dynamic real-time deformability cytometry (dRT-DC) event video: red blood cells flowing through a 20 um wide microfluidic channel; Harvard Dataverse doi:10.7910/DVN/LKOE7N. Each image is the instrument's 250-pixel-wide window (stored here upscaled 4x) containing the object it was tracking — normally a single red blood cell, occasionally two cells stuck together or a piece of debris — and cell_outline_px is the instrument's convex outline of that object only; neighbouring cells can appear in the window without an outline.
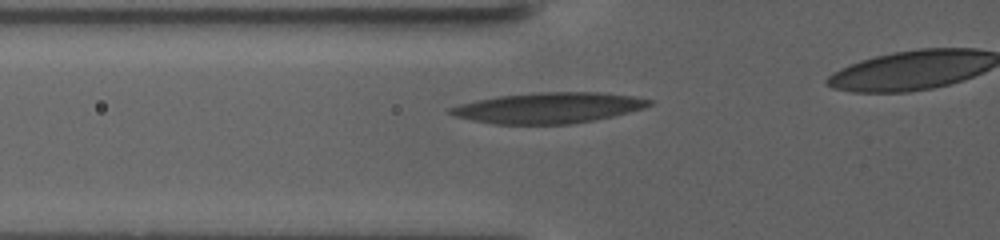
{"species": "human", "species_latin": "Homo sapiens", "temperature_condition": "warm", "stored_images_in_passage": 66, "camera_frame_rate_fps": 3000, "um_per_image_px": 0.085, "donor": {"sex": "female"}, "frame": {"image": 1, "passage_image": 3, "time_ms": 0.333, "image_size_px": [1000, 240], "cell_outline_px": [[652, 104], [644, 108], [612, 116], [592, 120], [568, 124], [496, 124], [472, 120], [456, 116], [448, 112], [448, 108], [460, 104], [476, 100], [500, 96], [540, 92], [600, 92], [632, 96], [652, 100]], "centroid_in_image_um": [46.62, 9.16], "position_along_channel_um": 79.2, "area_um2": 35.2}}
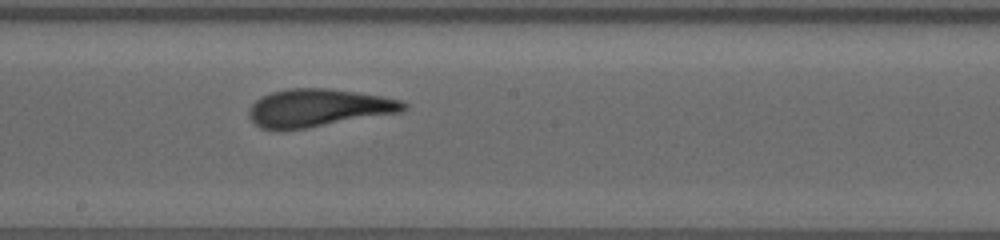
{"frame": {"image": 2, "passage_image": 25, "time_ms": 5.333, "image_size_px": [1000, 240], "cell_outline_px": [[408, 108], [400, 112], [280, 132], [260, 128], [252, 120], [252, 104], [256, 100], [272, 92], [292, 88], [324, 88], [380, 96], [400, 100], [408, 104]], "centroid_in_image_um": [27.05, 9.19], "position_along_channel_um": 221.1, "area_um2": 33.41}}
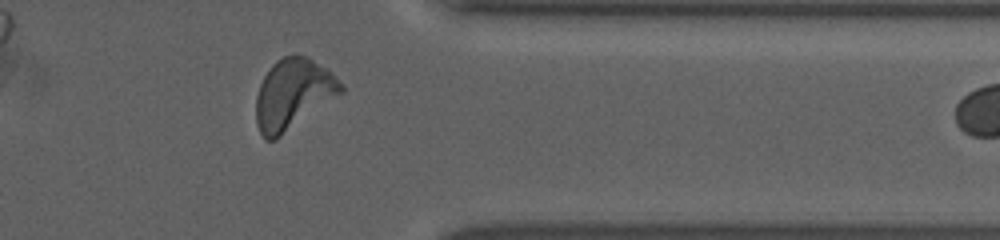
{"frame": {"image": 3, "passage_image": 60, "time_ms": 11.333, "image_size_px": [1000, 240], "cell_outline_px": [[344, 92], [276, 140], [268, 140], [260, 132], [256, 124], [256, 96], [260, 84], [264, 76], [272, 64], [276, 60], [284, 56], [308, 56], [324, 68], [344, 84]], "centroid_in_image_um": [24.91, 8.02], "position_along_channel_um": 386.5, "area_um2": 34.68}}